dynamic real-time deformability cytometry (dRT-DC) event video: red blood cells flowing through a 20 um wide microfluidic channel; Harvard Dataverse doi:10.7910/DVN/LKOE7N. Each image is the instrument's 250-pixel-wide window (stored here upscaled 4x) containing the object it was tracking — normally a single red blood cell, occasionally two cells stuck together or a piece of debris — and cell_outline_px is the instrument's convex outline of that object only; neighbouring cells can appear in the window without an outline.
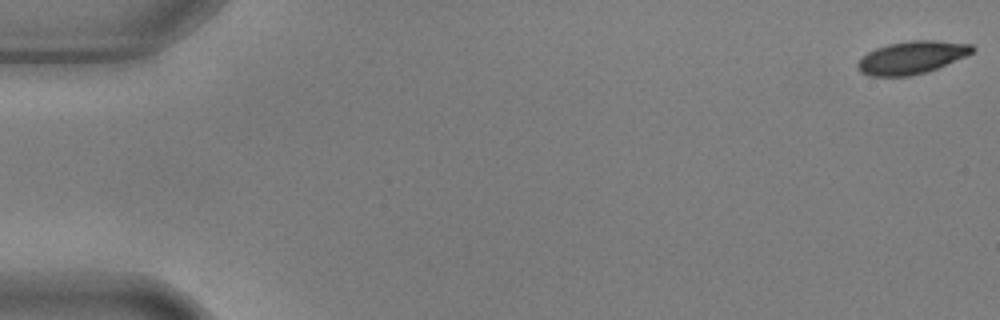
{"species": "common noctule bat (a hibernating species)", "species_latin": "Nyctalus noctula", "temperature_condition": "warm", "stored_images_in_passage": 16, "camera_frame_rate_fps": 3000, "um_per_image_px": 0.085, "animal": {"sex": "male", "body_mass_g": 17.9, "forearm_length_mm": 54.2}, "frame": {"image": 1, "passage_image": 1, "time_ms": 0.0, "image_size_px": [1000, 320], "cell_outline_px": [[976, 48], [972, 52], [964, 56], [928, 72], [912, 76], [872, 76], [860, 72], [856, 68], [856, 64], [868, 52], [876, 48], [888, 44], [908, 40], [936, 40], [972, 44]], "centroid_in_image_um": [77.49, 4.88], "position_along_channel_um": 7.5, "area_um2": 21.85}}
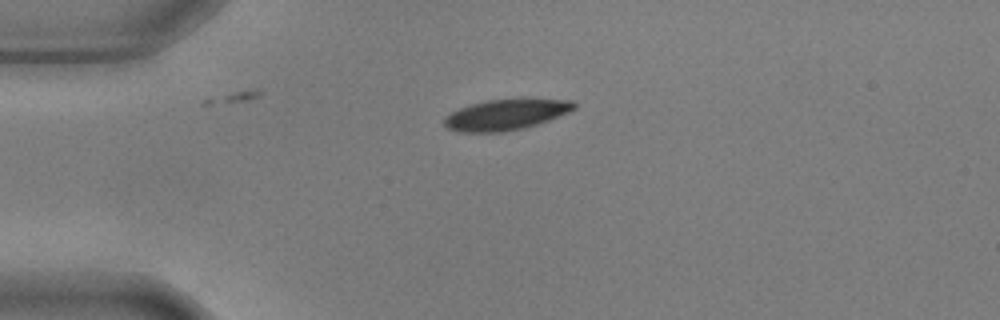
{"frame": {"image": 2, "passage_image": 14, "time_ms": 4.333, "image_size_px": [1000, 320], "cell_outline_px": [[576, 108], [568, 112], [548, 120], [524, 128], [500, 132], [460, 132], [448, 128], [444, 124], [444, 116], [460, 108], [472, 104], [488, 100], [572, 100], [576, 104]], "centroid_in_image_um": [42.96, 9.76], "position_along_channel_um": 42.0, "area_um2": 22.66}}